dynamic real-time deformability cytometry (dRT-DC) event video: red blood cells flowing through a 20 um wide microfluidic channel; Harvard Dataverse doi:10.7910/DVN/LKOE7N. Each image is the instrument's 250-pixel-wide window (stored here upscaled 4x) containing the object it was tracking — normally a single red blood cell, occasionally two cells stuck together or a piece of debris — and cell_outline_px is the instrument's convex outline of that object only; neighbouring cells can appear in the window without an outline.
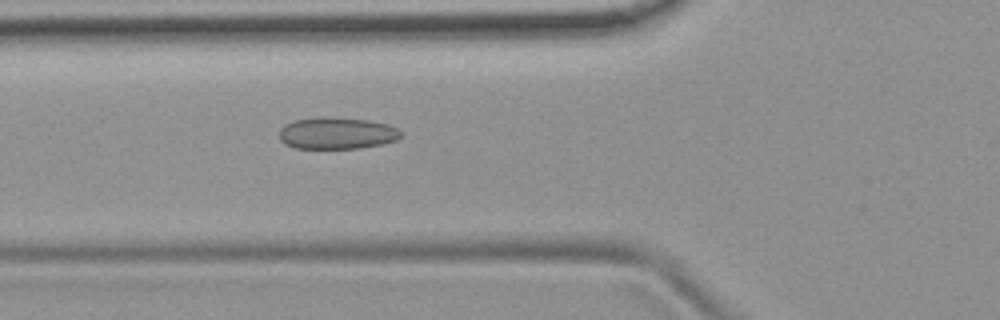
{"species": "common noctule bat (a hibernating species)", "species_latin": "Nyctalus noctula", "temperature_condition": "room temperature", "stored_images_in_passage": 52, "camera_frame_rate_fps": 3000, "um_per_image_px": 0.085, "animal": {"sex": "female", "body_mass_g": 19.9}, "frame": {"image": 1, "passage_image": 19, "time_ms": 6.0, "image_size_px": [1000, 320], "cell_outline_px": [[400, 136], [396, 140], [380, 144], [360, 148], [296, 148], [284, 144], [280, 140], [280, 128], [284, 124], [292, 120], [320, 116], [324, 116], [368, 120], [388, 124], [396, 128], [400, 132]], "centroid_in_image_um": [28.57, 11.31], "position_along_channel_um": 97.2, "area_um2": 22.6}}
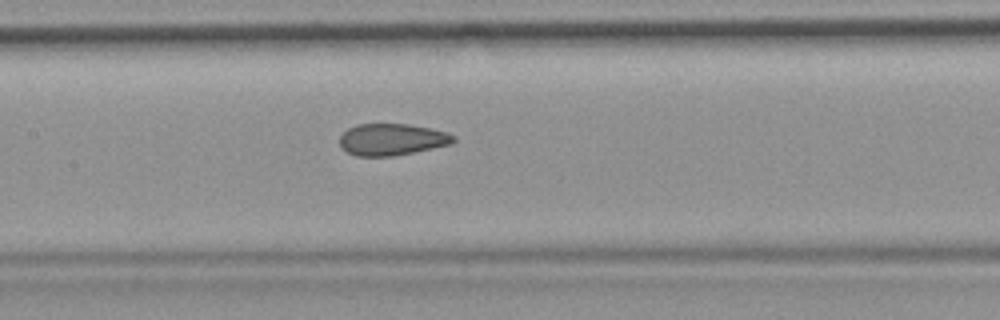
{"frame": {"image": 2, "passage_image": 25, "time_ms": 8.0, "image_size_px": [1000, 320], "cell_outline_px": [[456, 140], [452, 144], [392, 156], [356, 156], [340, 148], [340, 136], [348, 128], [356, 124], [408, 124], [448, 132], [456, 136]], "centroid_in_image_um": [33.31, 11.85], "position_along_channel_um": 174.1, "area_um2": 21.04}}
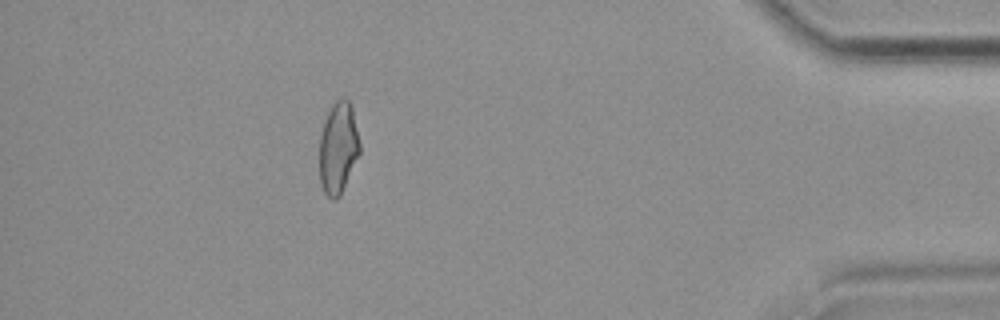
{"frame": {"image": 3, "passage_image": 47, "time_ms": 15.333, "image_size_px": [1000, 320], "cell_outline_px": [[360, 152], [340, 196], [336, 200], [332, 200], [324, 192], [320, 180], [320, 136], [328, 112], [332, 104], [336, 100], [348, 100], [352, 104], [360, 144]], "centroid_in_image_um": [28.76, 12.58], "position_along_channel_um": 406.4, "area_um2": 21.33}, "authors_computed_cell_mechanics": {"area_um2": 22.0218, "velocity_mm_per_s": 3.8266, "shape_relaxation_time_tau1_ms": null, "shape_relaxation_time_tau2_ms": 1.1718, "deformation_change_tau1": null, "deformation_change_tau2": 0.0615}}